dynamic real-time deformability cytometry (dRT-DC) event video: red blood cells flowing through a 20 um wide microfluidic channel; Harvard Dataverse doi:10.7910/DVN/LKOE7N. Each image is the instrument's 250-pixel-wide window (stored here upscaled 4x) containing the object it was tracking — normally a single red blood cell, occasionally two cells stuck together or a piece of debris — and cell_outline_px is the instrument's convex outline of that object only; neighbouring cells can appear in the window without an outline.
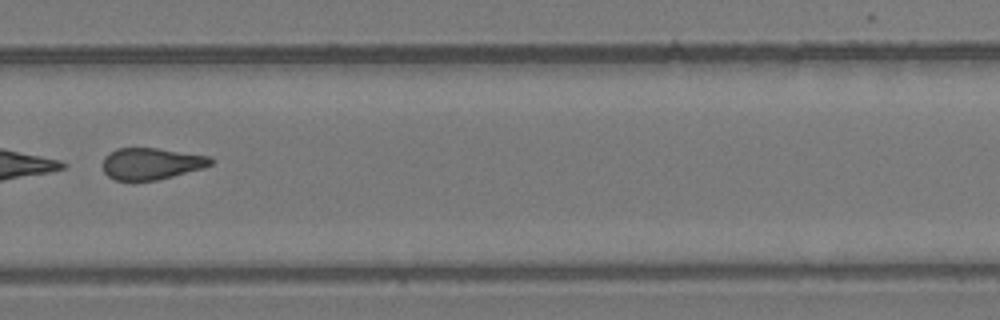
{"species": "common noctule bat (a hibernating species)", "species_latin": "Nyctalus noctula", "temperature_condition": "room temperature", "stored_images_in_passage": 49, "camera_frame_rate_fps": 3000, "um_per_image_px": 0.085, "animal": {"sex": "female", "body_mass_g": 24.6, "forearm_length_mm": 56.2}, "frame": {"image": 1, "passage_image": 35, "time_ms": 11.333, "image_size_px": [1000, 320], "cell_outline_px": [[212, 164], [204, 168], [156, 180], [132, 184], [116, 180], [108, 176], [104, 172], [104, 156], [116, 148], [156, 148], [212, 156]], "centroid_in_image_um": [12.84, 13.94], "position_along_channel_um": 317.0, "area_um2": 20.4}}